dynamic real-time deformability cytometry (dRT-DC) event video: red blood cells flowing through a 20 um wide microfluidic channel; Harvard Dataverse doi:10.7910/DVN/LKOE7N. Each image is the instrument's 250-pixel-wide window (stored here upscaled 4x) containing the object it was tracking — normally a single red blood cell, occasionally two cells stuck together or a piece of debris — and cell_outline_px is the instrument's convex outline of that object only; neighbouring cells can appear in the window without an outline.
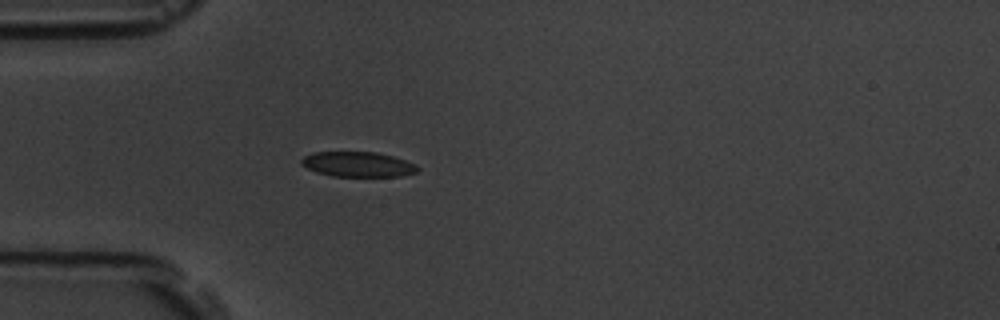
{"species": "common noctule bat (a hibernating species)", "species_latin": "Nyctalus noctula", "temperature_condition": "room temperature", "stored_images_in_passage": 4, "camera_frame_rate_fps": 3000, "um_per_image_px": 0.085, "animal": {"sex": "male", "body_mass_g": 19.5, "forearm_length_mm": 54.6}, "frame": {"image": 1, "passage_image": 4, "time_ms": 3.333, "image_size_px": [1000, 320], "cell_outline_px": [[420, 168], [416, 172], [400, 176], [332, 176], [316, 172], [300, 164], [300, 160], [304, 156], [312, 152], [376, 152], [392, 156], [416, 164]], "centroid_in_image_um": [30.4, 13.96], "position_along_channel_um": 54.6, "area_um2": 16.94}}